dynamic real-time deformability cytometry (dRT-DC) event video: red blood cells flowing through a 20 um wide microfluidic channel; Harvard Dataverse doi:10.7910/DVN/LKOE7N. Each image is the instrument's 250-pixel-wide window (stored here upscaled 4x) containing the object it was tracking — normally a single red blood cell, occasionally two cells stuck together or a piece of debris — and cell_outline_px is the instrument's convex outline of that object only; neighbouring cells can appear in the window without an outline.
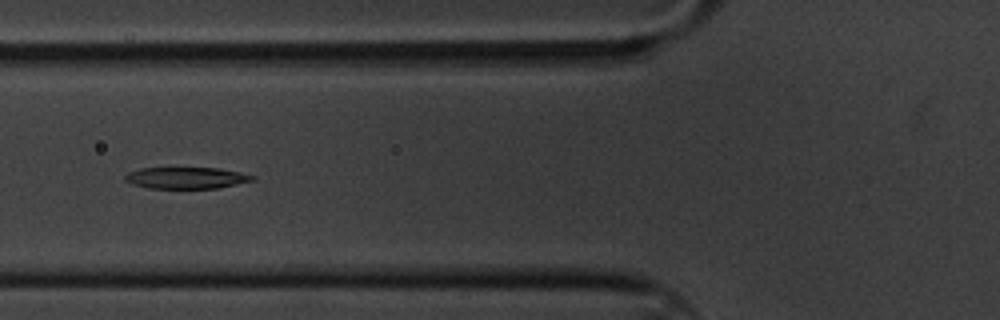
{"species": "common noctule bat (a hibernating species)", "species_latin": "Nyctalus noctula", "temperature_condition": "cold", "stored_images_in_passage": 6, "camera_frame_rate_fps": 3000, "um_per_image_px": 0.085, "animal": {"sex": "male", "body_mass_g": 20.1, "forearm_length_mm": 53.5}, "frame": {"image": 1, "passage_image": 3, "time_ms": 0.667, "image_size_px": [1000, 320], "cell_outline_px": [[256, 176], [252, 180], [236, 184], [216, 188], [148, 188], [132, 184], [124, 180], [124, 176], [128, 172], [140, 168], [220, 168], [240, 172]], "centroid_in_image_um": [15.8, 15.11], "position_along_channel_um": 110.0, "area_um2": 15.9}}
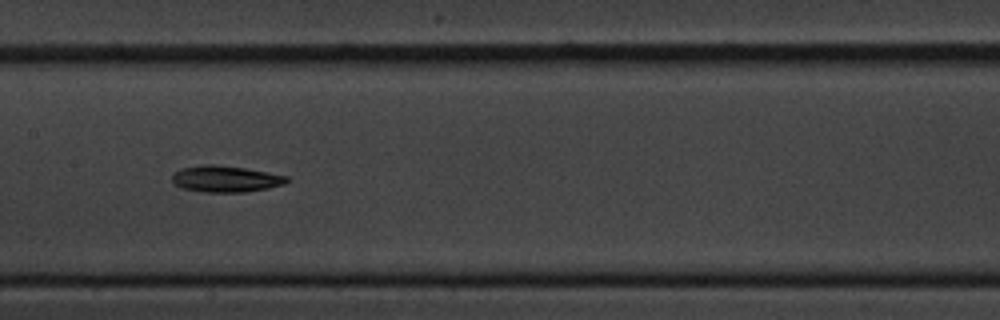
{"frame": {"image": 2, "passage_image": 5, "time_ms": 1.333, "image_size_px": [1000, 320], "cell_outline_px": [[288, 180], [284, 184], [268, 188], [244, 192], [204, 192], [180, 188], [172, 184], [172, 176], [180, 168], [200, 164], [216, 164], [244, 168], [268, 172], [288, 176]], "centroid_in_image_um": [19.13, 15.2], "position_along_channel_um": 188.3, "area_um2": 17.8}}
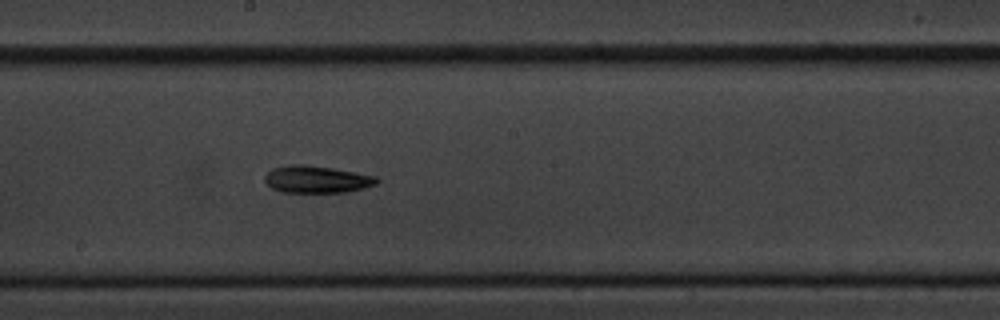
{"frame": {"image": 3, "passage_image": 6, "time_ms": 1.667, "image_size_px": [1000, 320], "cell_outline_px": [[380, 180], [376, 184], [364, 188], [344, 192], [284, 192], [272, 188], [264, 180], [264, 176], [272, 168], [288, 164], [304, 164], [332, 168], [376, 176]], "centroid_in_image_um": [26.91, 15.23], "position_along_channel_um": 221.3, "area_um2": 17.69}}